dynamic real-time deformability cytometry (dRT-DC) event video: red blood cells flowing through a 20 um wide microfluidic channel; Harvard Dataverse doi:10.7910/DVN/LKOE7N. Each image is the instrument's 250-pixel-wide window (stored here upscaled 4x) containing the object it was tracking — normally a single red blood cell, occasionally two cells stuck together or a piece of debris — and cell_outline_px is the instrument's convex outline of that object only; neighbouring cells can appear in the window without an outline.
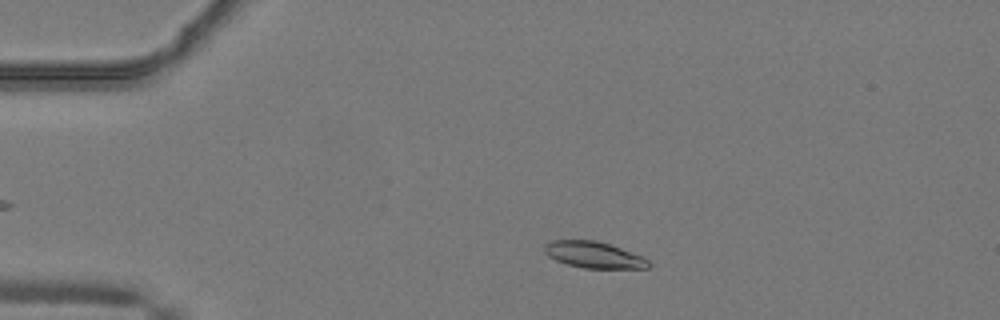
{"species": "common noctule bat (a hibernating species)", "species_latin": "Nyctalus noctula", "temperature_condition": "warm", "stored_images_in_passage": 40, "camera_frame_rate_fps": 3000, "um_per_image_px": 0.085, "animal": {"sex": "male", "body_mass_g": 19.2, "forearm_length_mm": 51.8}, "frame": {"image": 1, "passage_image": 7, "time_ms": 2.0, "image_size_px": [1000, 320], "cell_outline_px": [[652, 264], [648, 268], [584, 268], [568, 264], [556, 260], [548, 256], [544, 252], [544, 244], [552, 240], [596, 240], [644, 256]], "centroid_in_image_um": [50.48, 21.66], "position_along_channel_um": 34.5, "area_um2": 16.01}}
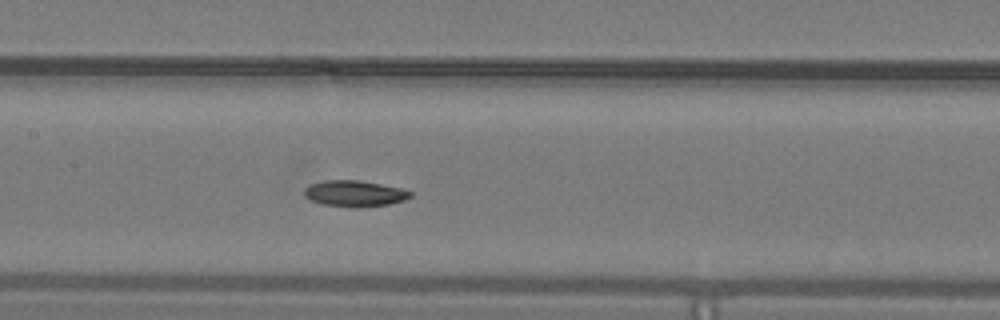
{"frame": {"image": 2, "passage_image": 21, "time_ms": 6.667, "image_size_px": [1000, 320], "cell_outline_px": [[412, 196], [404, 200], [388, 204], [356, 208], [352, 208], [324, 204], [312, 200], [304, 196], [304, 188], [308, 184], [324, 180], [360, 180], [400, 188], [412, 192]], "centroid_in_image_um": [30.11, 16.44], "position_along_channel_um": 177.3, "area_um2": 16.18}}
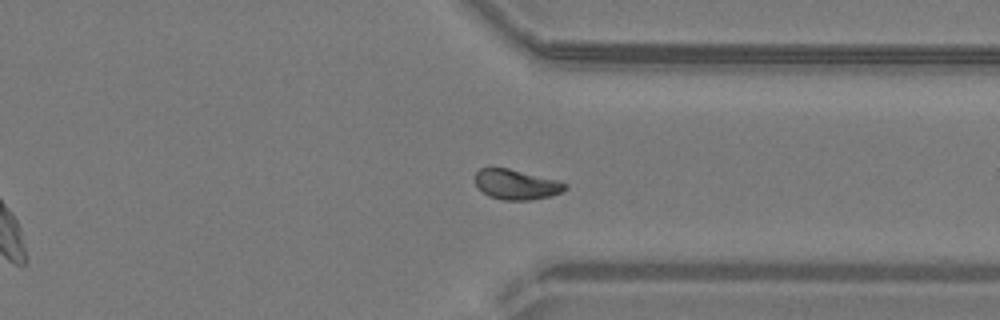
{"frame": {"image": 3, "passage_image": 35, "time_ms": 11.333, "image_size_px": [1000, 320], "cell_outline_px": [[568, 188], [552, 196], [532, 200], [504, 200], [488, 196], [476, 184], [476, 172], [480, 168], [508, 168], [556, 180], [568, 184]], "centroid_in_image_um": [43.91, 15.69], "position_along_channel_um": 367.5, "area_um2": 15.61}, "authors_computed_cell_mechanics": {"area_um2": 16.1551, "velocity_mm_per_s": 4.0945, "shape_relaxation_time_tau1_ms": 4.991, "shape_relaxation_time_tau2_ms": 8.2477, "deformation_change_tau1": 0.1102, "deformation_change_tau2": 0.0959}}